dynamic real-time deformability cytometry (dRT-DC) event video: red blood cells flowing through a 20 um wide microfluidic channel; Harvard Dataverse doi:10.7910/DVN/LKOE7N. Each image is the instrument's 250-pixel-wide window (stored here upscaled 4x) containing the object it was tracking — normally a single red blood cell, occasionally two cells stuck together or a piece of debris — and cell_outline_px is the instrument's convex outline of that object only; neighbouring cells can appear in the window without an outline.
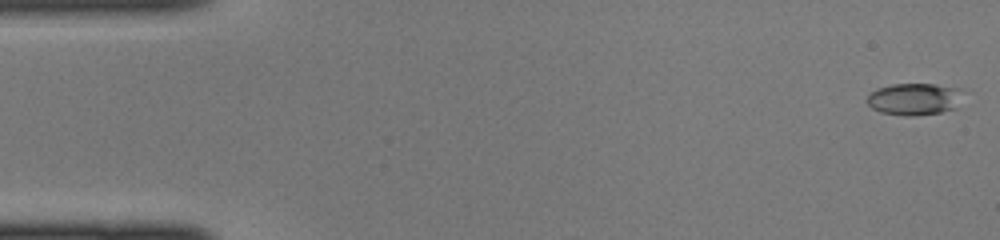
{"species": "common noctule bat (a hibernating species)", "species_latin": "Nyctalus noctula", "temperature_condition": "cold", "stored_images_in_passage": 44, "camera_frame_rate_fps": 3000, "um_per_image_px": 0.085, "animal": {"sex": "female", "body_mass_g": 22.0, "forearm_length_mm": 56.7}, "frame": {"image": 1, "passage_image": 1, "time_ms": 0.0, "image_size_px": [1000, 240], "cell_outline_px": [[960, 88], [956, 108], [940, 112], [912, 116], [904, 116], [880, 112], [872, 108], [868, 104], [868, 96], [876, 88], [892, 84], [936, 84]], "centroid_in_image_um": [77.67, 8.42], "position_along_channel_um": 7.3, "area_um2": 17.63}}
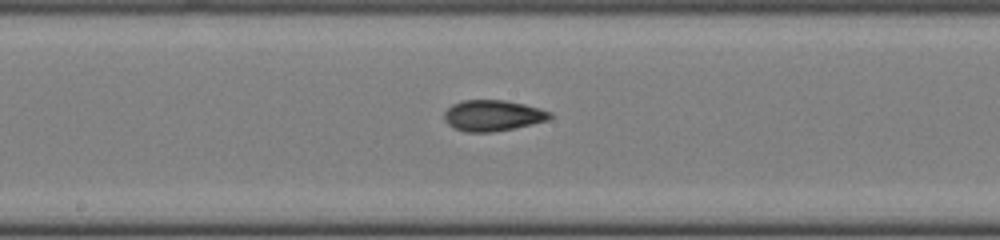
{"frame": {"image": 2, "passage_image": 23, "time_ms": 7.333, "image_size_px": [1000, 240], "cell_outline_px": [[552, 116], [548, 120], [532, 124], [492, 132], [464, 132], [448, 124], [444, 120], [444, 112], [452, 104], [460, 100], [504, 100], [524, 104], [540, 108], [552, 112]], "centroid_in_image_um": [41.88, 9.81], "position_along_channel_um": 206.3, "area_um2": 19.07}}
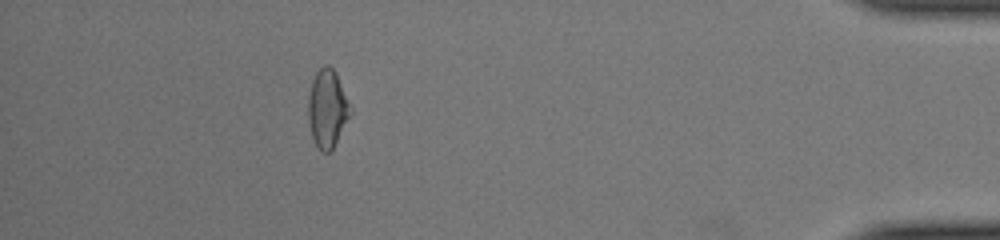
{"frame": {"image": 3, "passage_image": 40, "time_ms": 13.0, "image_size_px": [1000, 240], "cell_outline_px": [[352, 112], [332, 148], [328, 152], [320, 152], [312, 136], [308, 120], [308, 96], [312, 80], [316, 72], [324, 64], [328, 64], [336, 72], [352, 108]], "centroid_in_image_um": [27.82, 9.19], "position_along_channel_um": 407.4, "area_um2": 19.07}}